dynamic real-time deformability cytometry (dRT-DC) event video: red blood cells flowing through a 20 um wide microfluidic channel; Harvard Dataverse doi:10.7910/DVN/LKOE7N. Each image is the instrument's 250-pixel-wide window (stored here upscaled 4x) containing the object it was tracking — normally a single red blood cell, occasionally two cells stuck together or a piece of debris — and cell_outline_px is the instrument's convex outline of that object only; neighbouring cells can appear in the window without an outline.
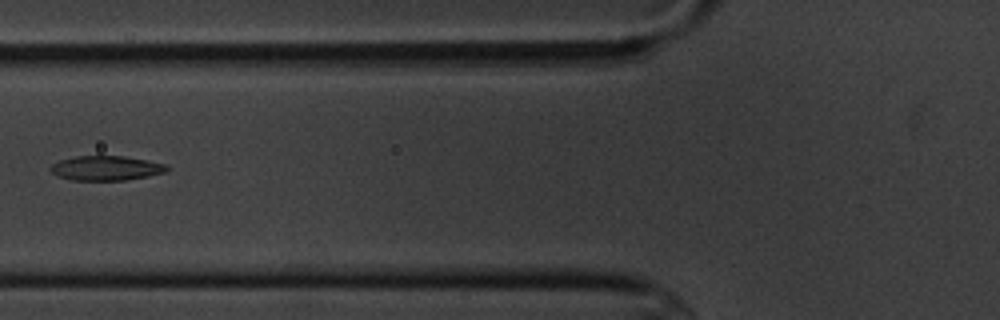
{"species": "common noctule bat (a hibernating species)", "species_latin": "Nyctalus noctula", "temperature_condition": "cold", "stored_images_in_passage": 8, "camera_frame_rate_fps": 3000, "um_per_image_px": 0.085, "animal": {"sex": "male", "body_mass_g": 20.1, "forearm_length_mm": 53.5}, "frame": {"image": 1, "passage_image": 8, "time_ms": 8.333, "image_size_px": [1000, 320], "cell_outline_px": [[168, 168], [164, 172], [148, 176], [124, 180], [72, 180], [60, 176], [52, 172], [48, 168], [52, 164], [60, 160], [76, 156], [124, 156], [148, 160], [164, 164]], "centroid_in_image_um": [8.99, 14.28], "position_along_channel_um": 116.8, "area_um2": 16.47}}